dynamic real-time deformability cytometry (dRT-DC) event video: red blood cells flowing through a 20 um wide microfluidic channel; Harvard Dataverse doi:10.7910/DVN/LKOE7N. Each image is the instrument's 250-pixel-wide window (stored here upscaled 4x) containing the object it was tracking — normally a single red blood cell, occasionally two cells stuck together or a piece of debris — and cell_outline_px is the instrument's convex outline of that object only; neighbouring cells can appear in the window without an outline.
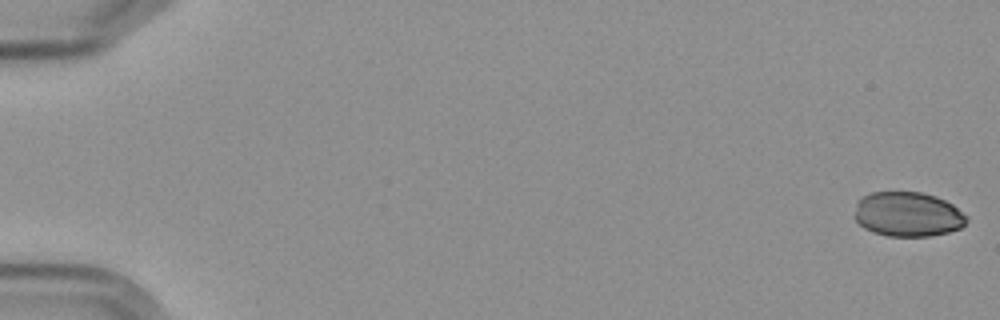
{"species": "Egyptian fruit bat (a non-hibernating species)", "species_latin": "Rousettus aegyptiacus", "temperature_condition": "cold", "stored_images_in_passage": 5, "camera_frame_rate_fps": 3000, "um_per_image_px": 0.085, "frame": {"image": 1, "passage_image": 1, "time_ms": 0.0, "image_size_px": [1000, 320], "cell_outline_px": [[968, 220], [960, 228], [948, 232], [928, 236], [888, 236], [872, 232], [864, 228], [852, 216], [856, 200], [872, 192], [924, 192], [936, 196], [952, 204], [968, 216]], "centroid_in_image_um": [77.13, 18.21], "position_along_channel_um": 7.9, "area_um2": 29.48}}
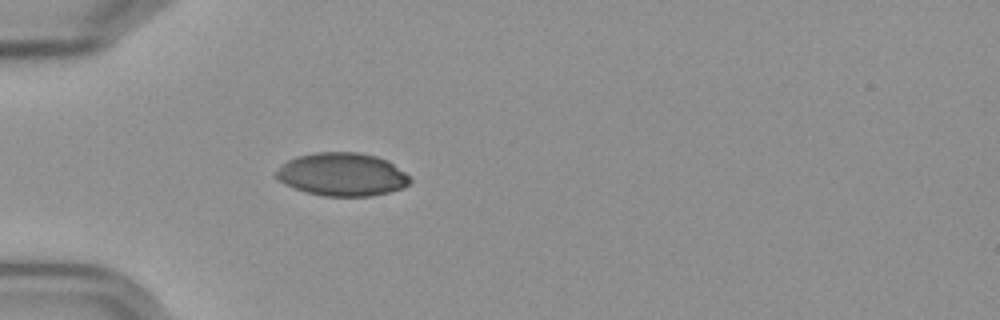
{"frame": {"image": 2, "passage_image": 5, "time_ms": 5.667, "image_size_px": [1000, 320], "cell_outline_px": [[412, 180], [404, 188], [372, 196], [324, 196], [304, 192], [284, 184], [272, 176], [288, 160], [296, 156], [316, 152], [356, 152], [376, 156], [388, 160], [404, 172]], "centroid_in_image_um": [29.07, 14.83], "position_along_channel_um": 55.9, "area_um2": 33.76}}